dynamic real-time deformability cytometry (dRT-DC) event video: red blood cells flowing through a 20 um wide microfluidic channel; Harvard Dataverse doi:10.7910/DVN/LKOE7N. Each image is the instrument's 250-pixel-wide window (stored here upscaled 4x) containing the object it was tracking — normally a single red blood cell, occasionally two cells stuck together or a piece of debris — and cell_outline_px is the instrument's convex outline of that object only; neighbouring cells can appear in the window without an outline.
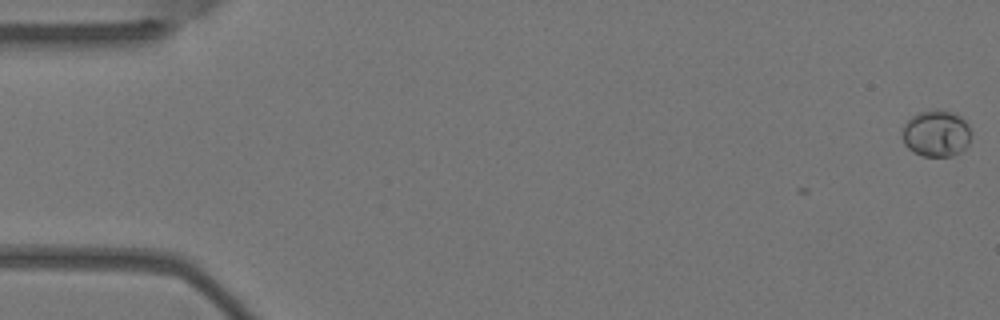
{"species": "Egyptian fruit bat (a non-hibernating species)", "species_latin": "Rousettus aegyptiacus", "temperature_condition": "warm", "stored_images_in_passage": 2, "camera_frame_rate_fps": 3000, "um_per_image_px": 0.085, "animal": {"sex": "female"}, "frame": {"image": 1, "passage_image": 2, "time_ms": 0.333, "image_size_px": [1000, 320], "cell_outline_px": [[972, 136], [968, 144], [960, 152], [952, 156], [924, 156], [912, 152], [904, 144], [900, 128], [912, 116], [920, 112], [936, 108], [956, 112], [968, 124], [972, 132]], "centroid_in_image_um": [79.58, 11.32], "position_along_channel_um": 5.4, "area_um2": 19.19}}